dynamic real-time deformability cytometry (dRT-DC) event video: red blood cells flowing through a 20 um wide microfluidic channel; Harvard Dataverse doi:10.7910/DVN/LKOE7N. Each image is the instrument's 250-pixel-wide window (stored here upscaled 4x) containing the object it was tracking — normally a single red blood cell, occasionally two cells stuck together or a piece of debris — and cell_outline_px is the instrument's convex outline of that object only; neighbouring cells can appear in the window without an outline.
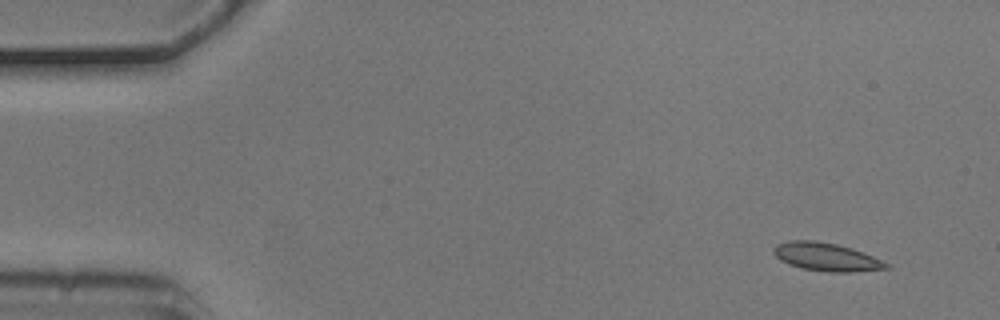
{"species": "common noctule bat (a hibernating species)", "species_latin": "Nyctalus noctula", "temperature_condition": "cold", "stored_images_in_passage": 5, "camera_frame_rate_fps": 3000, "um_per_image_px": 0.085, "animal": {"sex": "male", "body_mass_g": 20.5, "forearm_length_mm": 52.5}, "frame": {"image": 1, "passage_image": 2, "time_ms": 0.333, "image_size_px": [1000, 320], "cell_outline_px": [[892, 268], [852, 272], [832, 272], [804, 268], [788, 264], [780, 260], [772, 252], [772, 248], [776, 244], [788, 240], [816, 240], [836, 244], [852, 248], [872, 256], [888, 264]], "centroid_in_image_um": [70.2, 21.82], "position_along_channel_um": 14.8, "area_um2": 18.44}}
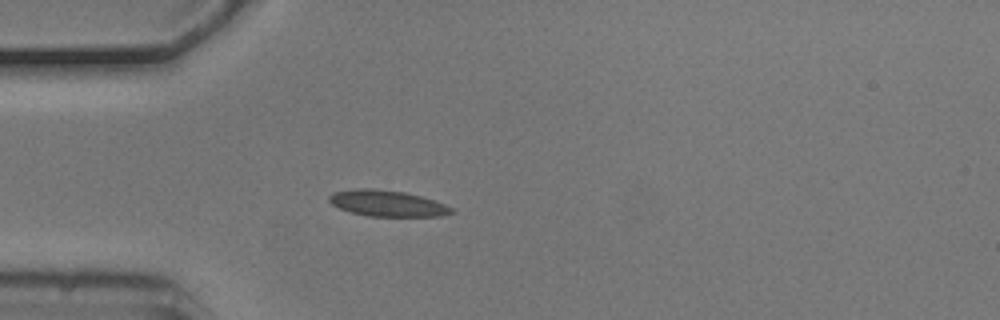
{"frame": {"image": 2, "passage_image": 5, "time_ms": 1.333, "image_size_px": [1000, 320], "cell_outline_px": [[456, 212], [440, 216], [368, 216], [352, 212], [340, 208], [332, 204], [328, 200], [328, 196], [332, 192], [352, 188], [372, 188], [404, 192], [436, 200], [452, 208]], "centroid_in_image_um": [32.9, 17.27], "position_along_channel_um": 52.1, "area_um2": 18.67}}